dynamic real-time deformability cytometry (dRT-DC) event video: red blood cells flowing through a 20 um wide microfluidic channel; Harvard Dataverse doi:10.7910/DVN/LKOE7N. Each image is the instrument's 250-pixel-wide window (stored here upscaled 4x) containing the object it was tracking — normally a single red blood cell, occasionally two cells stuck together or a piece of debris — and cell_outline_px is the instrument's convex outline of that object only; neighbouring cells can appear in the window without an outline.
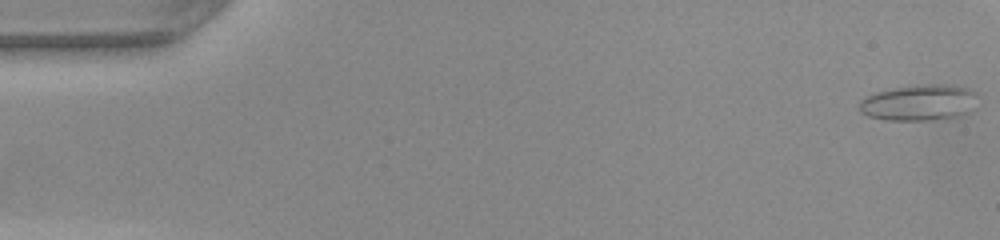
{"species": "common noctule bat (a hibernating species)", "species_latin": "Nyctalus noctula", "temperature_condition": "warm", "stored_images_in_passage": 42, "camera_frame_rate_fps": 3000, "um_per_image_px": 0.085, "animal": {"sex": "female", "body_mass_g": 22.0, "forearm_length_mm": 56.7}, "frame": {"image": 1, "passage_image": 1, "time_ms": 0.0, "image_size_px": [1000, 240], "cell_outline_px": [[976, 92], [968, 112], [964, 116], [928, 120], [884, 120], [868, 116], [860, 112], [860, 100], [864, 96], [876, 92], [896, 88], [928, 84], [944, 84], [968, 88]], "centroid_in_image_um": [78.07, 8.73], "position_along_channel_um": 6.9, "area_um2": 24.57}}
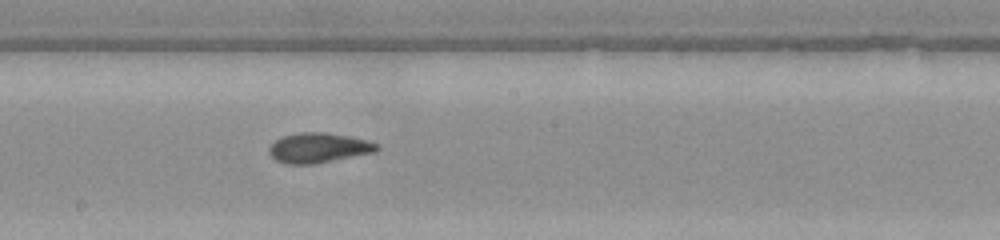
{"frame": {"image": 2, "passage_image": 27, "time_ms": 8.667, "image_size_px": [1000, 240], "cell_outline_px": [[380, 148], [376, 152], [316, 164], [284, 164], [276, 160], [268, 152], [268, 148], [276, 140], [284, 136], [300, 132], [324, 132], [348, 136], [368, 140], [380, 144]], "centroid_in_image_um": [27.11, 12.57], "position_along_channel_um": 221.1, "area_um2": 18.96}}
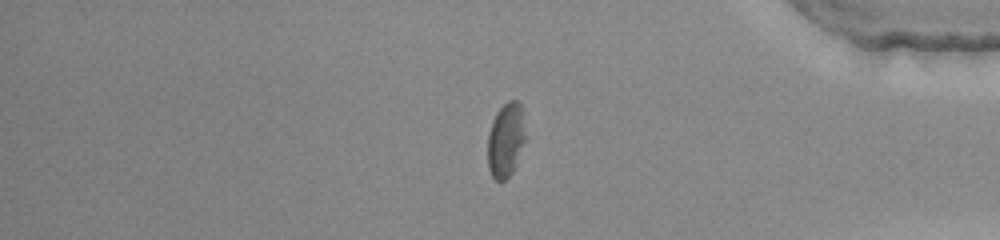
{"frame": {"image": 3, "passage_image": 41, "time_ms": 13.333, "image_size_px": [1000, 240], "cell_outline_px": [[524, 140], [516, 164], [512, 172], [504, 180], [496, 180], [492, 176], [488, 168], [488, 136], [496, 112], [508, 100], [516, 100], [520, 104], [524, 136]], "centroid_in_image_um": [42.96, 11.92], "position_along_channel_um": 392.2, "area_um2": 15.78}}